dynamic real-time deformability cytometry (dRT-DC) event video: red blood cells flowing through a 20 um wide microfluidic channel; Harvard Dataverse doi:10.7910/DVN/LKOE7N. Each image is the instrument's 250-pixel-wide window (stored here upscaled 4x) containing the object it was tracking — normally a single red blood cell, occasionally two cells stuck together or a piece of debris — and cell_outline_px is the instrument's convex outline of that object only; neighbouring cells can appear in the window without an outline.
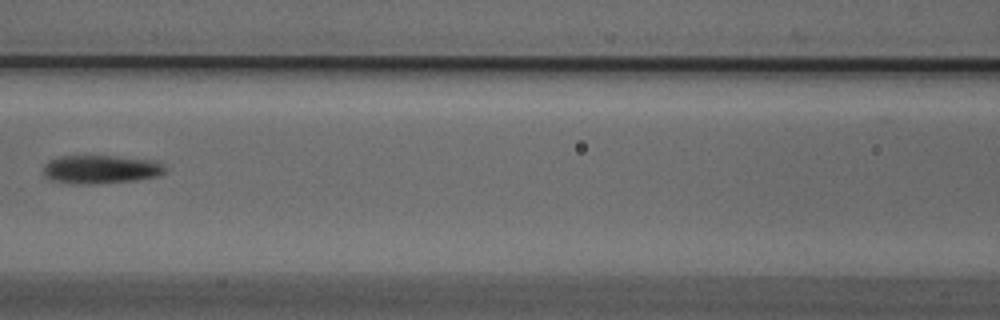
{"species": "Egyptian fruit bat (a non-hibernating species)", "species_latin": "Rousettus aegyptiacus", "temperature_condition": "cold", "stored_images_in_passage": 4, "camera_frame_rate_fps": 3000, "um_per_image_px": 0.085, "animal": {"sex": "male"}, "frame": {"image": 1, "passage_image": 3, "time_ms": 0.667, "image_size_px": [1000, 320], "cell_outline_px": [[168, 168], [160, 176], [136, 180], [96, 184], [72, 184], [48, 180], [44, 176], [44, 164], [48, 160], [60, 156], [116, 156], [160, 160]], "centroid_in_image_um": [8.6, 14.39], "position_along_channel_um": 158.0, "area_um2": 20.81}}
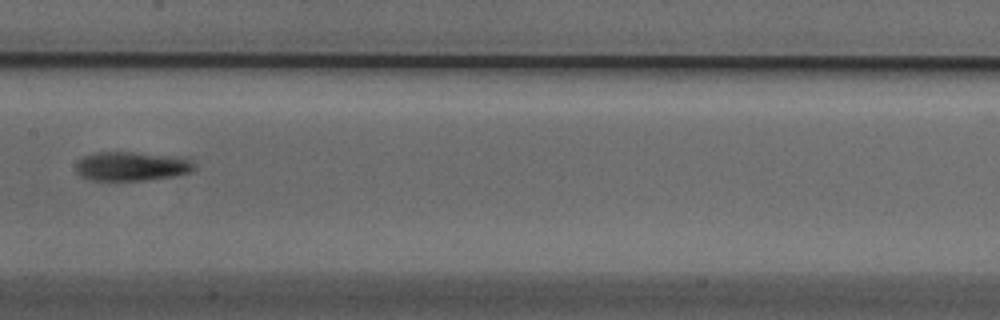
{"frame": {"image": 2, "passage_image": 4, "time_ms": 1.0, "image_size_px": [1000, 320], "cell_outline_px": [[196, 168], [192, 172], [176, 176], [144, 180], [92, 180], [80, 176], [76, 172], [76, 164], [84, 156], [92, 152], [132, 152], [184, 156], [192, 160], [196, 164]], "centroid_in_image_um": [11.26, 14.12], "position_along_channel_um": 196.1, "area_um2": 20.52}}